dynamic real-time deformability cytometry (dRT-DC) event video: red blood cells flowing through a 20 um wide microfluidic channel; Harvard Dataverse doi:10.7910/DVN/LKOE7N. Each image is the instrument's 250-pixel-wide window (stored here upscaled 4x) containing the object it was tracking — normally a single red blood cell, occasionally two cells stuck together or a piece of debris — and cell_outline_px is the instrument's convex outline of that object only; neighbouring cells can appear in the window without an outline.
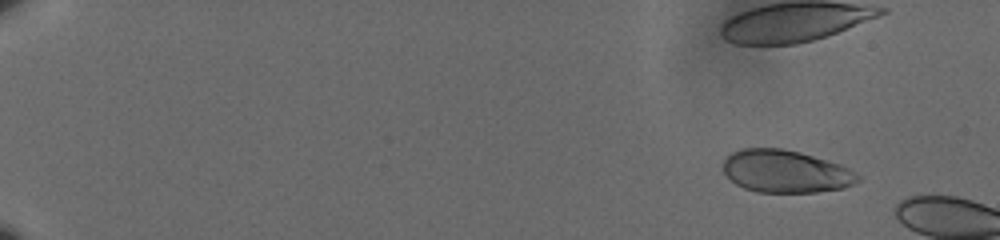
{"species": "human", "species_latin": "Homo sapiens", "temperature_condition": "cold", "stored_images_in_passage": 7, "camera_frame_rate_fps": 3000, "um_per_image_px": 0.085, "donor": {"sex": "male"}, "frame": {"image": 1, "passage_image": 1, "time_ms": 0.0, "image_size_px": [1000, 240], "cell_outline_px": [[860, 180], [844, 188], [816, 192], [756, 192], [744, 188], [736, 184], [720, 168], [724, 160], [732, 152], [740, 148], [784, 148], [800, 152], [840, 164], [848, 168], [860, 176]], "centroid_in_image_um": [66.75, 14.56], "position_along_channel_um": 18.2, "area_um2": 33.52}}